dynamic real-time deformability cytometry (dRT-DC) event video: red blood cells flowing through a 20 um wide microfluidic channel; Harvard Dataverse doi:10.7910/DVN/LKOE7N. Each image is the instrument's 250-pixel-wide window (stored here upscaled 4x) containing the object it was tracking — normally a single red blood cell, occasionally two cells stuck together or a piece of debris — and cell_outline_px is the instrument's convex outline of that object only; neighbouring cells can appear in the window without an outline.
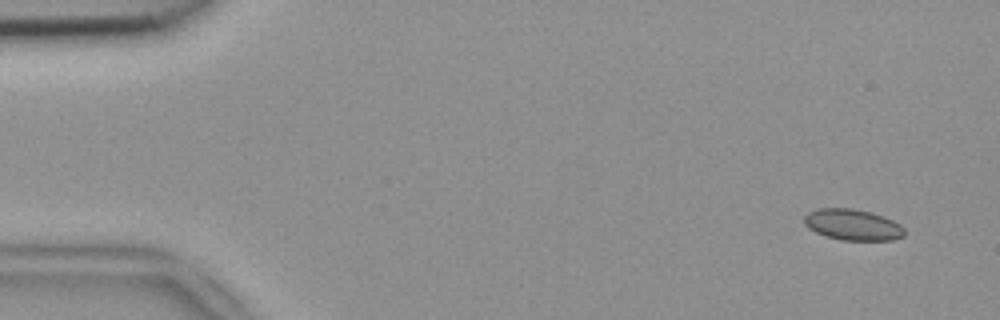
{"species": "common noctule bat (a hibernating species)", "species_latin": "Nyctalus noctula", "temperature_condition": "room temperature", "stored_images_in_passage": 53, "camera_frame_rate_fps": 3000, "um_per_image_px": 0.085, "animal": {"sex": "female", "body_mass_g": 18.4}, "frame": {"image": 1, "passage_image": 3, "time_ms": 0.667, "image_size_px": [1000, 320], "cell_outline_px": [[904, 236], [892, 240], [840, 240], [824, 236], [808, 228], [804, 224], [804, 216], [808, 212], [820, 208], [852, 208], [872, 212], [884, 216], [900, 224], [904, 228]], "centroid_in_image_um": [72.47, 19.1], "position_along_channel_um": 12.5, "area_um2": 18.32}}
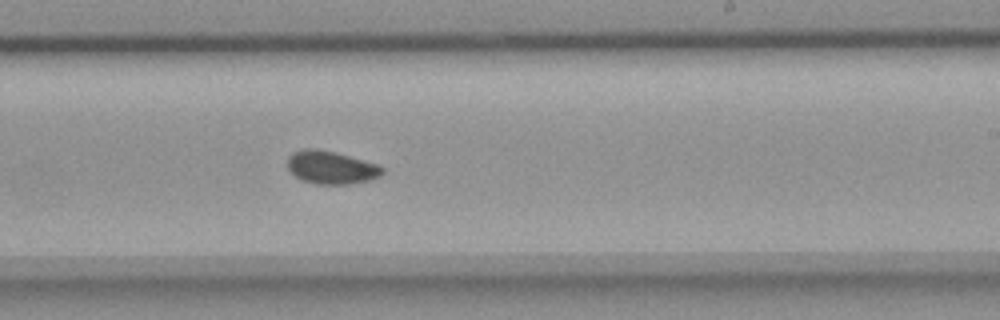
{"frame": {"image": 2, "passage_image": 32, "time_ms": 10.333, "image_size_px": [1000, 320], "cell_outline_px": [[384, 172], [380, 176], [368, 180], [348, 184], [316, 184], [304, 180], [296, 176], [288, 168], [288, 156], [292, 152], [304, 148], [316, 148], [336, 152], [380, 164], [384, 168]], "centroid_in_image_um": [28.17, 14.21], "position_along_channel_um": 260.8, "area_um2": 18.32}}
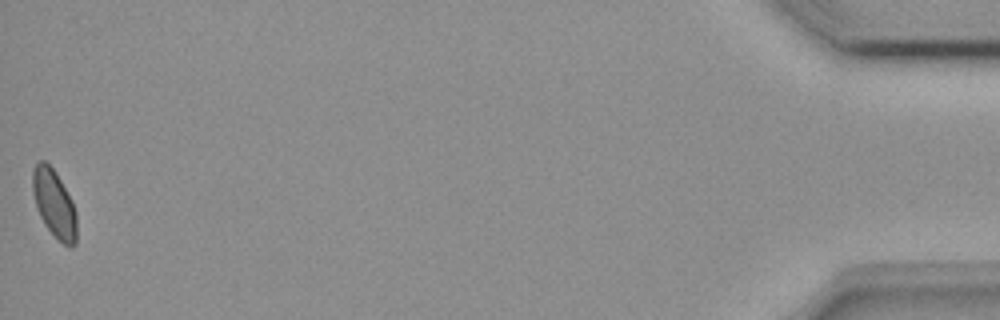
{"frame": {"image": 3, "passage_image": 53, "time_ms": 17.333, "image_size_px": [1000, 320], "cell_outline_px": [[76, 244], [72, 248], [68, 248], [44, 224], [36, 208], [32, 192], [32, 168], [40, 160], [44, 160], [56, 172], [72, 200], [76, 212]], "centroid_in_image_um": [4.6, 17.3], "position_along_channel_um": 430.6, "area_um2": 17.51}, "authors_computed_cell_mechanics": {"area_um2": 17.8602, "velocity_mm_per_s": 3.7977, "shape_relaxation_time_tau1_ms": 9.4756, "shape_relaxation_time_tau2_ms": 2.2054, "deformation_change_tau1": 0.1, "deformation_change_tau2": 0.0529}}